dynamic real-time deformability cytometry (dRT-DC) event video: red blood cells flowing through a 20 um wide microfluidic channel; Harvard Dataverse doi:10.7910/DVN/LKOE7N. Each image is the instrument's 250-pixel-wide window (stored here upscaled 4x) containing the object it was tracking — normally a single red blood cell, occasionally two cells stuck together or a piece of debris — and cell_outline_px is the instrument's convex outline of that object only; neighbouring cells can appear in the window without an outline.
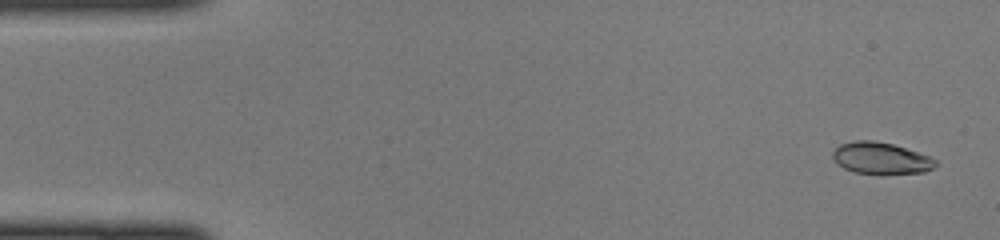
{"species": "common noctule bat (a hibernating species)", "species_latin": "Nyctalus noctula", "temperature_condition": "cold", "stored_images_in_passage": 47, "camera_frame_rate_fps": 3000, "um_per_image_px": 0.085, "animal": {"sex": "female", "body_mass_g": 22.0, "forearm_length_mm": 56.7}, "frame": {"image": 1, "passage_image": 2, "time_ms": 0.333, "image_size_px": [1000, 240], "cell_outline_px": [[940, 164], [924, 172], [884, 176], [880, 176], [856, 172], [844, 168], [832, 160], [832, 152], [840, 144], [856, 140], [872, 140], [892, 144], [928, 156], [936, 160]], "centroid_in_image_um": [74.87, 13.49], "position_along_channel_um": 10.1, "area_um2": 19.42}}
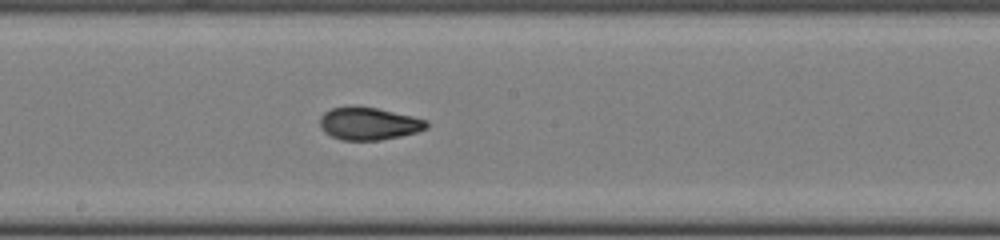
{"frame": {"image": 2, "passage_image": 25, "time_ms": 8.0, "image_size_px": [1000, 240], "cell_outline_px": [[428, 128], [416, 132], [400, 136], [380, 140], [340, 140], [324, 132], [320, 128], [320, 116], [324, 112], [332, 108], [352, 104], [376, 108], [412, 116], [428, 120]], "centroid_in_image_um": [31.31, 10.49], "position_along_channel_um": 216.9, "area_um2": 20.52}}
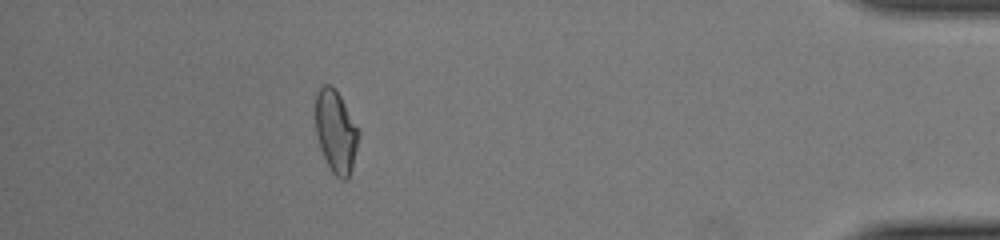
{"frame": {"image": 3, "passage_image": 42, "time_ms": 13.667, "image_size_px": [1000, 240], "cell_outline_px": [[360, 136], [352, 168], [348, 180], [340, 180], [332, 172], [324, 156], [316, 132], [316, 92], [324, 84], [328, 84], [336, 88], [360, 132]], "centroid_in_image_um": [28.57, 11.19], "position_along_channel_um": 406.6, "area_um2": 20.63}}